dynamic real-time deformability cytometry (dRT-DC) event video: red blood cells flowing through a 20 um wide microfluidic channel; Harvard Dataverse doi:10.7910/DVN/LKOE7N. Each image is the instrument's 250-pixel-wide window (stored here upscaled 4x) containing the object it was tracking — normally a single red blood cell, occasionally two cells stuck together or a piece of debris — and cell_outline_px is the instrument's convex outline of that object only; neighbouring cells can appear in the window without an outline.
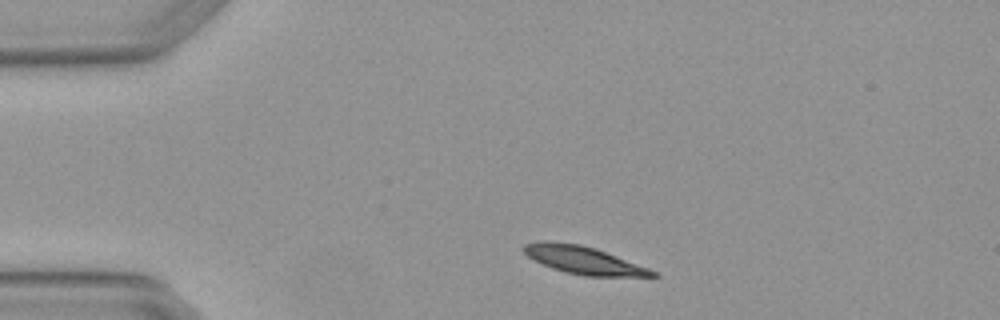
{"species": "Egyptian fruit bat (a non-hibernating species)", "species_latin": "Rousettus aegyptiacus", "temperature_condition": "warm", "stored_images_in_passage": 2, "camera_frame_rate_fps": 3000, "um_per_image_px": 0.085, "animal": {"sex": "female"}, "frame": {"image": 1, "passage_image": 1, "time_ms": 0.0, "image_size_px": [1000, 320], "cell_outline_px": [[660, 276], [584, 276], [564, 272], [552, 268], [528, 256], [520, 248], [524, 244], [540, 240], [548, 240], [580, 244], [596, 248], [648, 268], [656, 272]], "centroid_in_image_um": [49.55, 22.09], "position_along_channel_um": 35.5, "area_um2": 20.75}}